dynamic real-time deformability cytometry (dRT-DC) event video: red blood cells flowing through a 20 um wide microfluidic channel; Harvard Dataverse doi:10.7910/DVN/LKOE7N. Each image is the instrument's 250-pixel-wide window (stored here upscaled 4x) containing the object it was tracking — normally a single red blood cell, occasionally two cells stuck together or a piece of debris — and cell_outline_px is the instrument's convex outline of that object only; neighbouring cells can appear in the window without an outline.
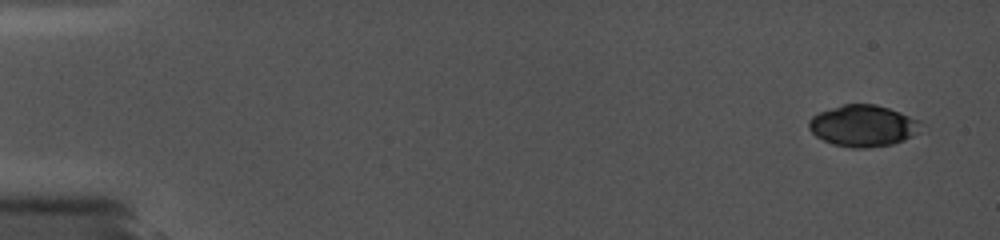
{"species": "common noctule bat (a hibernating species)", "species_latin": "Nyctalus noctula", "temperature_condition": "cold", "stored_images_in_passage": 6, "camera_frame_rate_fps": 5000, "um_per_image_px": 0.085, "animal": {"sex": "female", "body_mass_g": 19.0, "forearm_length_mm": 56.7}, "frame": {"image": 1, "passage_image": 1, "time_ms": 0.0, "image_size_px": [1000, 240], "cell_outline_px": [[920, 120], [916, 132], [912, 136], [904, 140], [892, 144], [868, 148], [852, 148], [832, 144], [816, 136], [808, 128], [808, 120], [812, 116], [820, 112], [844, 104], [876, 104], [900, 112]], "centroid_in_image_um": [73.32, 10.7], "position_along_channel_um": 11.7, "area_um2": 26.88}}
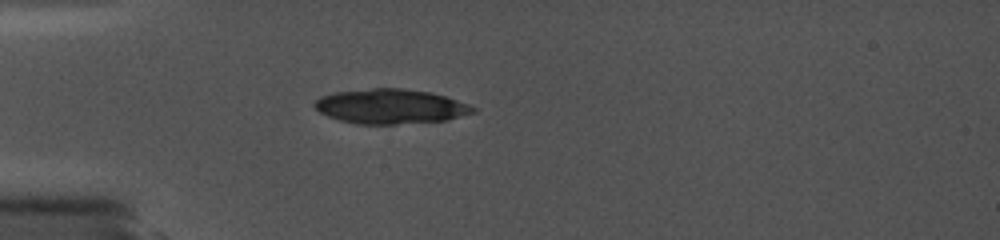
{"frame": {"image": 2, "passage_image": 6, "time_ms": 4.6, "image_size_px": [1000, 240], "cell_outline_px": [[476, 112], [448, 120], [396, 124], [356, 124], [340, 120], [328, 116], [320, 112], [312, 104], [320, 96], [332, 92], [372, 88], [400, 88], [428, 92], [444, 96], [468, 104], [476, 108]], "centroid_in_image_um": [33.17, 9.05], "position_along_channel_um": 51.8, "area_um2": 32.02}}